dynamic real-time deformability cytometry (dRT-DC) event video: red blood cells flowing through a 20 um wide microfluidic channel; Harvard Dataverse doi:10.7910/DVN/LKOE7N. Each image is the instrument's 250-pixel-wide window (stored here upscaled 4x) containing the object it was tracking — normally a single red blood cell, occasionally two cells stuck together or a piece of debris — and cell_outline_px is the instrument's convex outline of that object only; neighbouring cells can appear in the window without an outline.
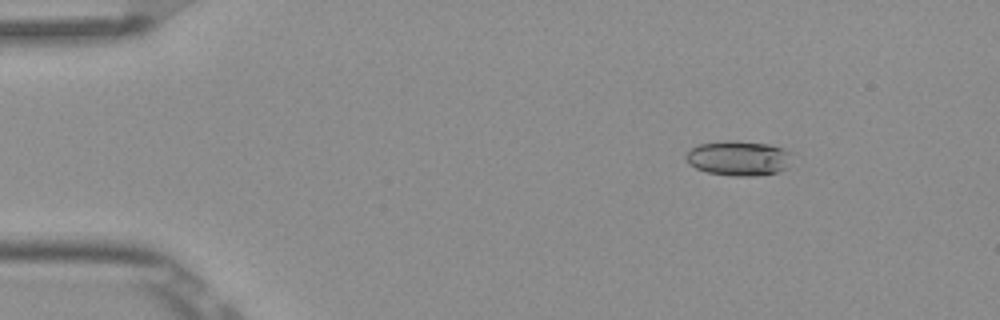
{"species": "Egyptian fruit bat (a non-hibernating species)", "species_latin": "Rousettus aegyptiacus", "temperature_condition": "room temperature", "stored_images_in_passage": 9, "camera_frame_rate_fps": 3000, "um_per_image_px": 0.085, "frame": {"image": 1, "passage_image": 3, "time_ms": 0.667, "image_size_px": [1000, 320], "cell_outline_px": [[792, 152], [788, 168], [776, 172], [756, 176], [732, 176], [708, 172], [696, 168], [688, 164], [684, 156], [688, 148], [700, 144], [724, 140], [736, 140], [772, 144], [784, 148]], "centroid_in_image_um": [62.77, 13.43], "position_along_channel_um": 22.2, "area_um2": 22.08}}
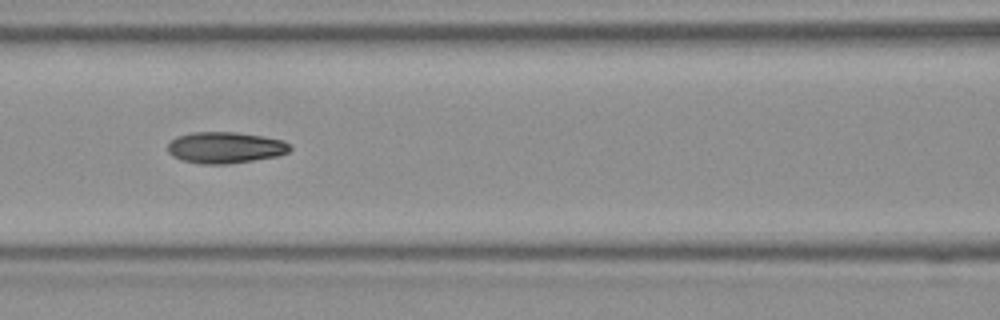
{"frame": {"image": 2, "passage_image": 7, "time_ms": 2.0, "image_size_px": [1000, 320], "cell_outline_px": [[292, 148], [288, 152], [276, 156], [228, 164], [200, 164], [180, 160], [172, 156], [168, 152], [168, 144], [176, 136], [192, 132], [236, 132], [284, 140]], "centroid_in_image_um": [19.1, 12.54], "position_along_channel_um": 147.5, "area_um2": 22.31}}
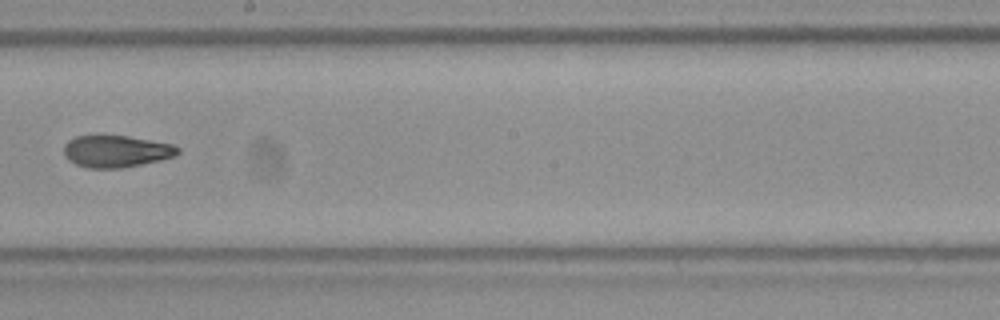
{"frame": {"image": 3, "passage_image": 9, "time_ms": 2.667, "image_size_px": [1000, 320], "cell_outline_px": [[180, 152], [176, 156], [160, 160], [124, 168], [88, 168], [76, 164], [68, 160], [64, 156], [64, 144], [68, 140], [76, 136], [128, 136], [172, 144], [180, 148]], "centroid_in_image_um": [9.88, 12.87], "position_along_channel_um": 238.3, "area_um2": 21.27}}